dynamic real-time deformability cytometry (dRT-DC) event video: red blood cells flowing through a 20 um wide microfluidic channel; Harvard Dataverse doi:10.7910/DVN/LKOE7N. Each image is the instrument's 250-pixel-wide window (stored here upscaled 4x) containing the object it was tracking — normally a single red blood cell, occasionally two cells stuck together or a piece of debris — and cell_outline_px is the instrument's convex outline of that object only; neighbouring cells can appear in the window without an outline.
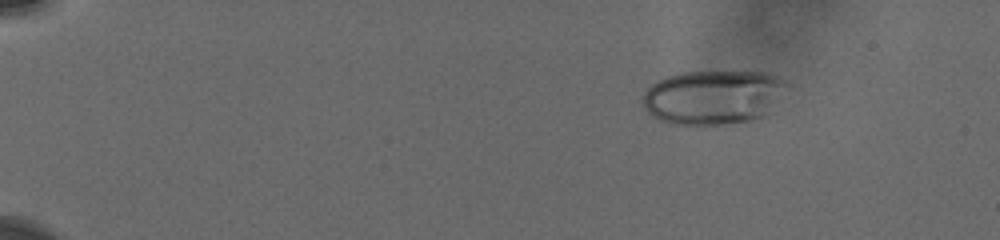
{"species": "human", "species_latin": "Homo sapiens", "temperature_condition": "cold", "stored_images_in_passage": 5, "camera_frame_rate_fps": 3000, "um_per_image_px": 0.085, "donor": {"sex": "male"}, "frame": {"image": 1, "passage_image": 1, "time_ms": 0.0, "image_size_px": [1000, 240], "cell_outline_px": [[784, 84], [776, 112], [768, 116], [756, 120], [704, 128], [672, 124], [656, 120], [644, 108], [644, 96], [648, 88], [652, 84], [660, 80], [684, 72], [764, 72], [780, 80]], "centroid_in_image_um": [60.64, 8.35], "position_along_channel_um": 24.4, "area_um2": 46.36}}